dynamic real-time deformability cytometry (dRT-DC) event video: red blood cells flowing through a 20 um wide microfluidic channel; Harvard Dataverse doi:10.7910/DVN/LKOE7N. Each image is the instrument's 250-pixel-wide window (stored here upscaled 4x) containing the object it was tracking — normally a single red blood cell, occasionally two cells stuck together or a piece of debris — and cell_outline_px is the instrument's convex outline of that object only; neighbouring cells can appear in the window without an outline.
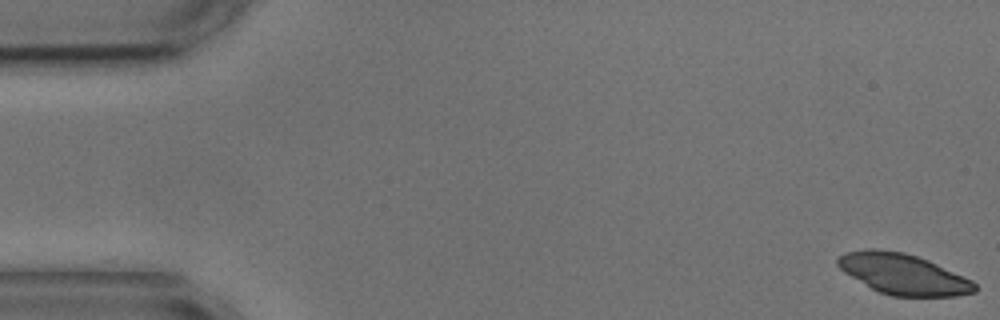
{"species": "common noctule bat (a hibernating species)", "species_latin": "Nyctalus noctula", "temperature_condition": "cold", "stored_images_in_passage": 55, "camera_frame_rate_fps": 3000, "um_per_image_px": 0.085, "animal": {"sex": "male", "body_mass_g": 17.9, "forearm_length_mm": 54.2}, "frame": {"image": 1, "passage_image": 1, "time_ms": 0.0, "image_size_px": [1000, 320], "cell_outline_px": [[976, 292], [956, 296], [892, 296], [880, 292], [872, 288], [844, 272], [836, 264], [836, 260], [840, 256], [848, 252], [868, 248], [872, 248], [904, 252], [928, 260], [972, 280], [976, 284]], "centroid_in_image_um": [76.78, 23.29], "position_along_channel_um": 8.2, "area_um2": 32.14}}